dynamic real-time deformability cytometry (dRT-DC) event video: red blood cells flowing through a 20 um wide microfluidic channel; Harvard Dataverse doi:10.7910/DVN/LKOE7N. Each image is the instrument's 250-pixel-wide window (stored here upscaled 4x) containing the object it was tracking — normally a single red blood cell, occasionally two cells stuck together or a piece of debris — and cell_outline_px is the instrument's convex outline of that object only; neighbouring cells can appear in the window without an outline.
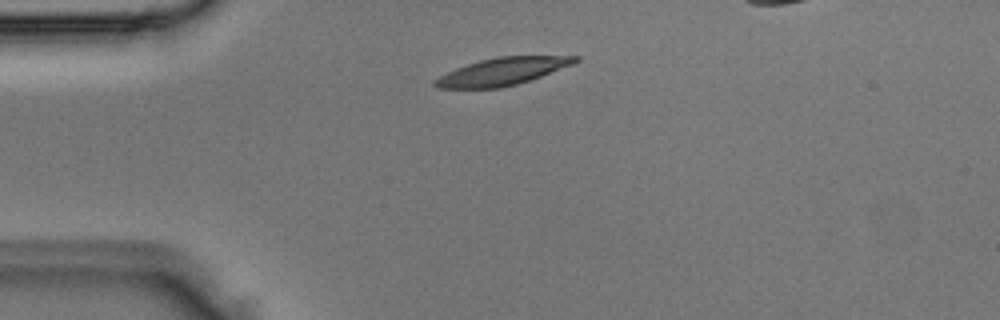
{"species": "Egyptian fruit bat (a non-hibernating species)", "species_latin": "Rousettus aegyptiacus", "temperature_condition": "room temperature", "stored_images_in_passage": 2, "camera_frame_rate_fps": 3000, "um_per_image_px": 0.085, "animal": {"sex": "male"}, "frame": {"image": 1, "passage_image": 1, "time_ms": 0.0, "image_size_px": [1000, 320], "cell_outline_px": [[580, 60], [572, 64], [532, 80], [500, 88], [436, 88], [432, 84], [432, 80], [456, 68], [480, 60], [496, 56], [580, 56]], "centroid_in_image_um": [42.69, 6.08], "position_along_channel_um": 42.3, "area_um2": 22.37}}